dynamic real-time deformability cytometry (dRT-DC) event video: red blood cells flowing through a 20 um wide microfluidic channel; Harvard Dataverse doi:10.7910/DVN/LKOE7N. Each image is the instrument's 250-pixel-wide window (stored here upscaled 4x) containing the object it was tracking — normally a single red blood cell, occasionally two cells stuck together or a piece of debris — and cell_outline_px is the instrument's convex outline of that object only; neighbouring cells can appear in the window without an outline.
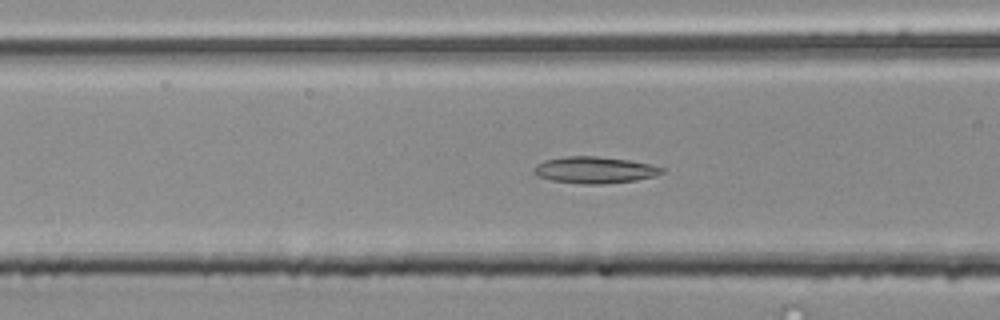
{"species": "common noctule bat (a hibernating species)", "species_latin": "Nyctalus noctula", "temperature_condition": "room temperature", "stored_images_in_passage": 44, "camera_frame_rate_fps": 3000, "um_per_image_px": 0.085, "animal": {"sex": "male", "body_mass_g": 20.4}, "frame": {"image": 1, "passage_image": 21, "time_ms": 6.667, "image_size_px": [1000, 320], "cell_outline_px": [[664, 172], [656, 176], [636, 180], [600, 184], [584, 184], [552, 180], [540, 176], [532, 172], [532, 168], [536, 164], [544, 160], [564, 156], [596, 156], [628, 160], [652, 164], [664, 168]], "centroid_in_image_um": [50.55, 14.44], "position_along_channel_um": 116.1, "area_um2": 19.88}}
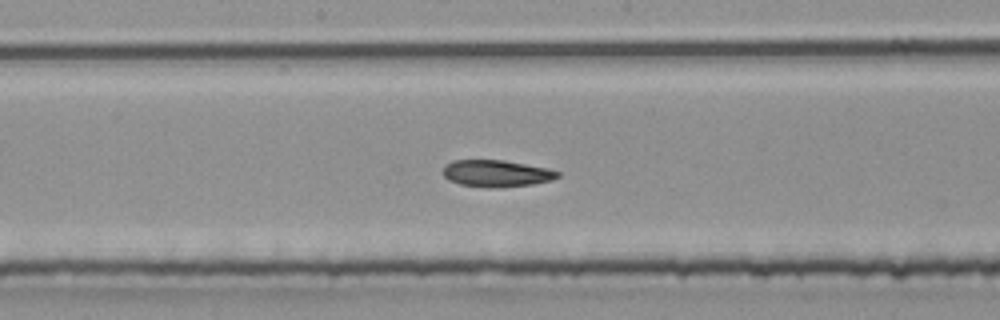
{"frame": {"image": 2, "passage_image": 28, "time_ms": 9.0, "image_size_px": [1000, 320], "cell_outline_px": [[560, 176], [552, 180], [532, 184], [496, 188], [488, 188], [460, 184], [448, 180], [444, 176], [444, 164], [452, 160], [504, 160], [548, 168], [560, 172]], "centroid_in_image_um": [42.2, 14.74], "position_along_channel_um": 206.0, "area_um2": 18.03}}
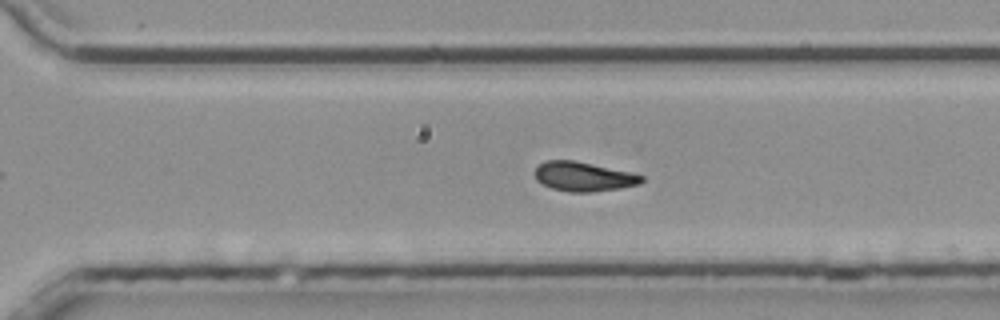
{"frame": {"image": 3, "passage_image": 37, "time_ms": 12.0, "image_size_px": [1000, 320], "cell_outline_px": [[644, 180], [640, 184], [620, 188], [592, 192], [568, 192], [552, 188], [536, 180], [536, 168], [544, 160], [576, 160], [632, 172], [644, 176]], "centroid_in_image_um": [49.64, 15.0], "position_along_channel_um": 321.0, "area_um2": 18.38}, "authors_computed_cell_mechanics": {"area_um2": 19.1029, "velocity_mm_per_s": 3.8431, "shape_relaxation_time_tau1_ms": null, "shape_relaxation_time_tau2_ms": 8.393, "deformation_change_tau1": null, "deformation_change_tau2": 0.1551}}